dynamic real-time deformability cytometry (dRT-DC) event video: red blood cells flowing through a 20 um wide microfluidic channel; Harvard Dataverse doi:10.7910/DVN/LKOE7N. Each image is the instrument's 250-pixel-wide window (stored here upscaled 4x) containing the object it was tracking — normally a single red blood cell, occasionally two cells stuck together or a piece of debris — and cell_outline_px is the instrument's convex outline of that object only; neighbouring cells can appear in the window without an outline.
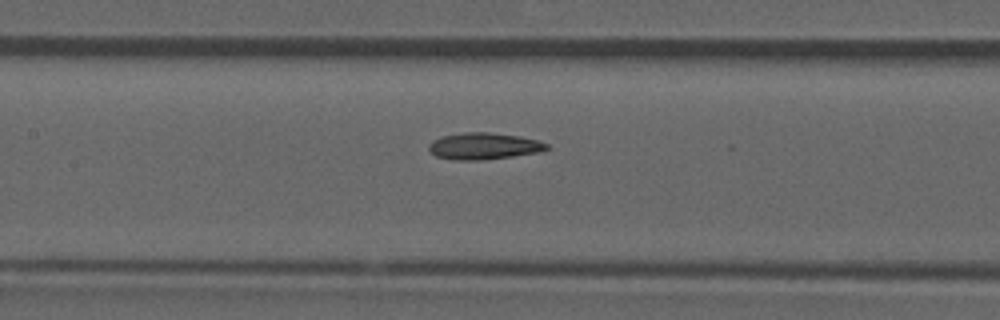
{"species": "common noctule bat (a hibernating species)", "species_latin": "Nyctalus noctula", "temperature_condition": "room temperature", "stored_images_in_passage": 6, "camera_frame_rate_fps": 3000, "um_per_image_px": 0.085, "animal": {"sex": "male", "forearm_length_mm": 52.5}, "frame": {"image": 1, "passage_image": 6, "time_ms": 1.667, "image_size_px": [1000, 320], "cell_outline_px": [[548, 148], [536, 152], [512, 156], [480, 160], [452, 160], [436, 156], [428, 148], [428, 144], [432, 140], [444, 136], [464, 132], [488, 132], [520, 136], [540, 140], [548, 144]], "centroid_in_image_um": [41.1, 12.41], "position_along_channel_um": 166.3, "area_um2": 18.21}}